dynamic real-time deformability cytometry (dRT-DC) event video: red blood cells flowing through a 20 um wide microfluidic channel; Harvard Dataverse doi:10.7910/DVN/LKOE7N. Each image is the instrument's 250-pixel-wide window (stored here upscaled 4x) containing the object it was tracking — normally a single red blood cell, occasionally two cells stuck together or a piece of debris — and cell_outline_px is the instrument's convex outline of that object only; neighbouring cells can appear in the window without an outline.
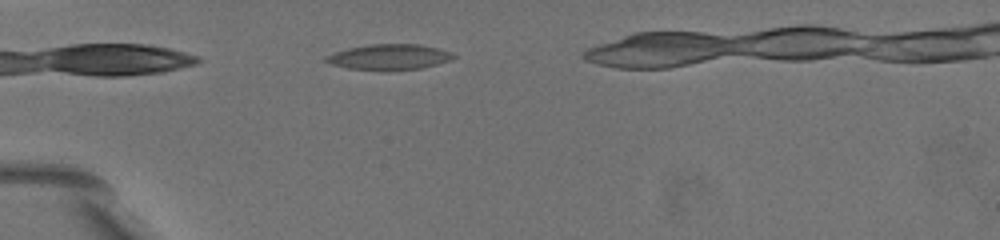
{"species": "common noctule bat (a hibernating species)", "species_latin": "Nyctalus noctula", "temperature_condition": "warm", "stored_images_in_passage": 4, "camera_frame_rate_fps": 3000, "um_per_image_px": 0.085, "animal": {"sex": "female", "body_mass_g": 19.5, "forearm_length_mm": 54.1}, "frame": {"image": 1, "passage_image": 2, "time_ms": 0.333, "image_size_px": [1000, 240], "cell_outline_px": [[456, 56], [452, 60], [420, 68], [348, 68], [332, 64], [324, 60], [324, 56], [332, 52], [348, 48], [368, 44], [420, 44], [452, 52]], "centroid_in_image_um": [33.07, 4.8], "position_along_channel_um": 51.9, "area_um2": 18.32}}